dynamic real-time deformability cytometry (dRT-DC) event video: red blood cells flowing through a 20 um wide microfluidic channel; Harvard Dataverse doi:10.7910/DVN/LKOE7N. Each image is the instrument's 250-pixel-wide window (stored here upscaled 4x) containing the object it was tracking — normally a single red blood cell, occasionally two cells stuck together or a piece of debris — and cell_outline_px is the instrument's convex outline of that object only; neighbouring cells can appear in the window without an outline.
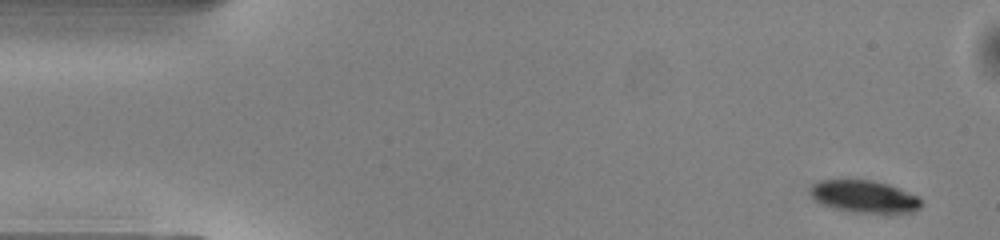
{"species": "common noctule bat (a hibernating species)", "species_latin": "Nyctalus noctula", "temperature_condition": "warm", "stored_images_in_passage": 49, "camera_frame_rate_fps": 3000, "um_per_image_px": 0.085, "animal": {"sex": "male", "body_mass_g": 13.0, "forearm_length_mm": 53.1}, "frame": {"image": 1, "passage_image": 1, "time_ms": 0.0, "image_size_px": [1000, 240], "cell_outline_px": [[924, 204], [920, 208], [912, 212], [852, 212], [832, 208], [816, 200], [812, 196], [812, 184], [820, 180], [872, 180], [888, 184], [920, 196]], "centroid_in_image_um": [73.53, 16.7], "position_along_channel_um": 11.5, "area_um2": 20.75}}
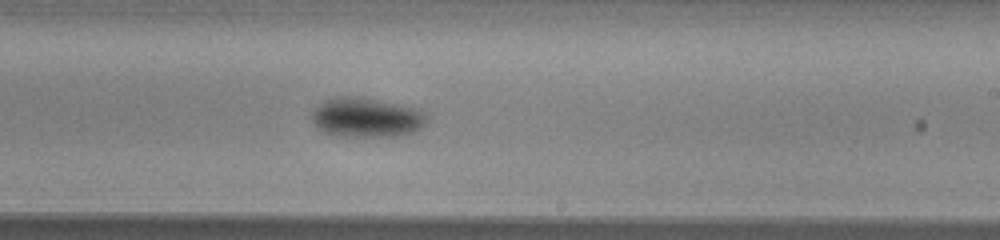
{"frame": {"image": 2, "passage_image": 28, "time_ms": 9.0, "image_size_px": [1000, 240], "cell_outline_px": [[428, 120], [420, 128], [412, 132], [400, 136], [336, 136], [324, 132], [312, 120], [312, 112], [324, 100], [336, 96], [352, 96], [376, 100], [416, 108], [428, 116]], "centroid_in_image_um": [31.15, 9.99], "position_along_channel_um": 257.9, "area_um2": 26.18}}
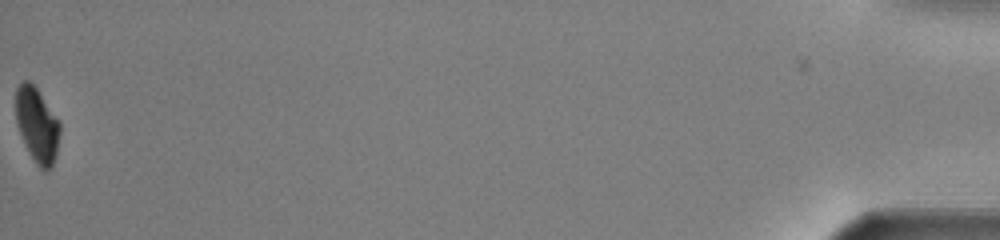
{"frame": {"image": 3, "passage_image": 49, "time_ms": 16.0, "image_size_px": [1000, 240], "cell_outline_px": [[60, 132], [56, 156], [52, 168], [48, 172], [44, 172], [36, 164], [28, 152], [24, 144], [16, 120], [16, 88], [24, 80], [28, 80], [36, 88], [60, 120]], "centroid_in_image_um": [3.17, 10.67], "position_along_channel_um": 432.0, "area_um2": 19.42}, "authors_computed_cell_mechanics": {"area_um2": 23.9292, "velocity_mm_per_s": 4.0366, "shape_relaxation_time_tau1_ms": 1.145, "shape_relaxation_time_tau2_ms": null, "deformation_change_tau1": 0.075, "deformation_change_tau2": null}}